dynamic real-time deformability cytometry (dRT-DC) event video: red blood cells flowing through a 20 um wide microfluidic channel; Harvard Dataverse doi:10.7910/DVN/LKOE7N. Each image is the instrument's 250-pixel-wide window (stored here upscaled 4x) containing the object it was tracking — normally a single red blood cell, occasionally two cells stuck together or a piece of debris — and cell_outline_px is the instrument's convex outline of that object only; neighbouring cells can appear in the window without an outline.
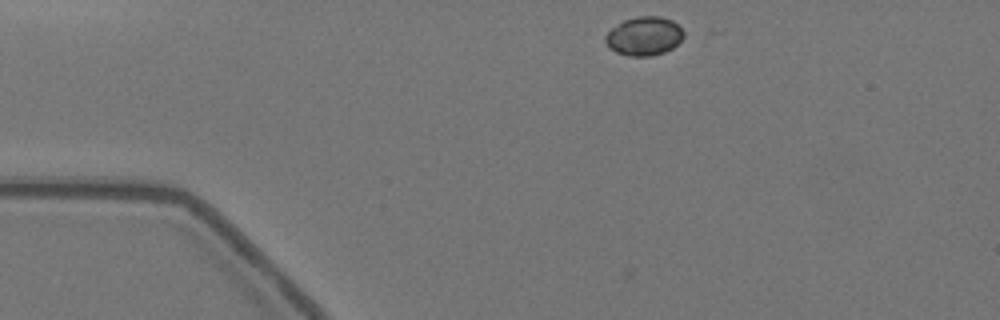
{"species": "Egyptian fruit bat (a non-hibernating species)", "species_latin": "Rousettus aegyptiacus", "temperature_condition": "warm", "stored_images_in_passage": 6, "camera_frame_rate_fps": 3000, "um_per_image_px": 0.085, "animal": {"sex": "female"}, "frame": {"image": 1, "passage_image": 2, "time_ms": 0.333, "image_size_px": [1000, 320], "cell_outline_px": [[684, 36], [672, 48], [664, 52], [648, 56], [628, 56], [616, 52], [608, 48], [604, 40], [604, 36], [612, 28], [624, 20], [636, 16], [660, 16], [672, 20], [684, 32]], "centroid_in_image_um": [54.72, 3.07], "position_along_channel_um": 30.3, "area_um2": 17.63}}